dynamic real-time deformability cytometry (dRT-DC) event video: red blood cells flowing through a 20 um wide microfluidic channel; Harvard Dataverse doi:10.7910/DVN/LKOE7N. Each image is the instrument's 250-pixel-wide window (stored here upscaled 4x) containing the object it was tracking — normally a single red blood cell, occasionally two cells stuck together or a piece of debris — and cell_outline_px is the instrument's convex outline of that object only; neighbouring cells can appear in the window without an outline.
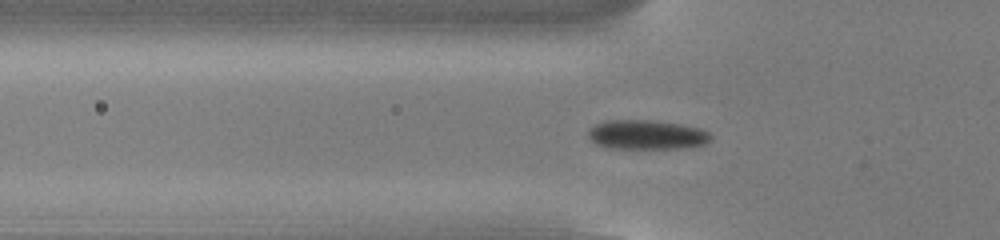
{"species": "common noctule bat (a hibernating species)", "species_latin": "Nyctalus noctula", "temperature_condition": "cold", "stored_images_in_passage": 53, "camera_frame_rate_fps": 3000, "um_per_image_px": 0.085, "animal": {"sex": "male", "body_mass_g": 13.0, "forearm_length_mm": 53.1}, "frame": {"image": 1, "passage_image": 17, "time_ms": 5.333, "image_size_px": [1000, 240], "cell_outline_px": [[712, 140], [704, 144], [684, 148], [604, 148], [596, 144], [588, 136], [588, 132], [596, 124], [608, 120], [656, 120], [680, 124], [700, 128], [708, 132], [712, 136]], "centroid_in_image_um": [54.99, 11.45], "position_along_channel_um": 70.8, "area_um2": 21.04}}
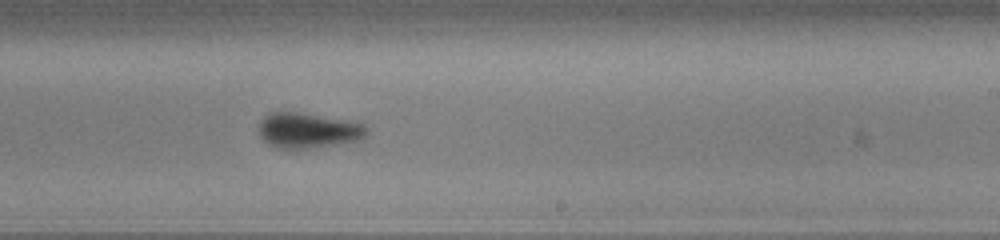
{"frame": {"image": 2, "passage_image": 32, "time_ms": 10.333, "image_size_px": [1000, 240], "cell_outline_px": [[368, 136], [360, 140], [336, 144], [308, 148], [276, 148], [268, 144], [260, 136], [260, 124], [264, 116], [268, 112], [296, 112], [344, 120], [364, 124], [368, 128]], "centroid_in_image_um": [26.2, 11.09], "position_along_channel_um": 262.8, "area_um2": 21.96}}
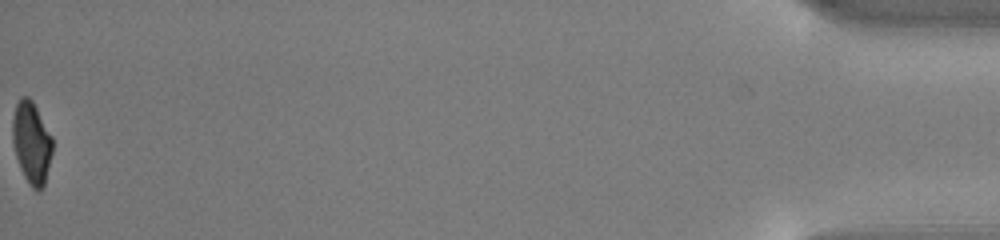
{"frame": {"image": 3, "passage_image": 53, "time_ms": 17.333, "image_size_px": [1000, 240], "cell_outline_px": [[52, 152], [44, 184], [40, 188], [32, 188], [24, 176], [20, 168], [16, 156], [12, 140], [12, 120], [16, 104], [20, 96], [28, 96], [32, 100], [52, 136]], "centroid_in_image_um": [2.66, 12.07], "position_along_channel_um": 432.5, "area_um2": 18.84}, "authors_computed_cell_mechanics": {"area_um2": 20.808, "velocity_mm_per_s": 3.8578, "shape_relaxation_time_tau1_ms": 2.5065, "shape_relaxation_time_tau2_ms": null, "deformation_change_tau1": 0.0756, "deformation_change_tau2": null}}